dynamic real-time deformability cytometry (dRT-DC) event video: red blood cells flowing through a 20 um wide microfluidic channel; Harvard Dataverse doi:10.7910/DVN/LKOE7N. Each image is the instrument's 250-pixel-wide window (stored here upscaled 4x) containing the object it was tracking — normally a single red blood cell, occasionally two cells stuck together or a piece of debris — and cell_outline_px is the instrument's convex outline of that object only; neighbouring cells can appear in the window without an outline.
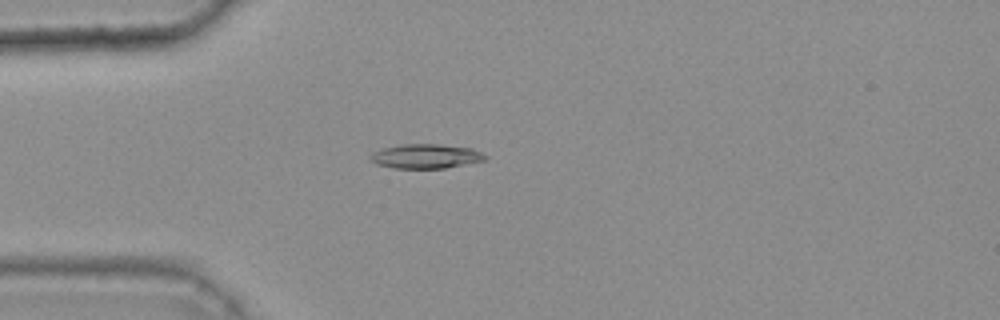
{"species": "common noctule bat (a hibernating species)", "species_latin": "Nyctalus noctula", "temperature_condition": "warm", "stored_images_in_passage": 17, "camera_frame_rate_fps": 3000, "um_per_image_px": 0.085, "animal": {"sex": "female", "body_mass_g": 25.1}, "frame": {"image": 1, "passage_image": 3, "time_ms": 0.667, "image_size_px": [1000, 320], "cell_outline_px": [[488, 160], [444, 168], [396, 168], [376, 164], [368, 156], [372, 152], [384, 148], [400, 144], [440, 144], [472, 148], [488, 156]], "centroid_in_image_um": [36.22, 13.27], "position_along_channel_um": 48.8, "area_um2": 16.36}}
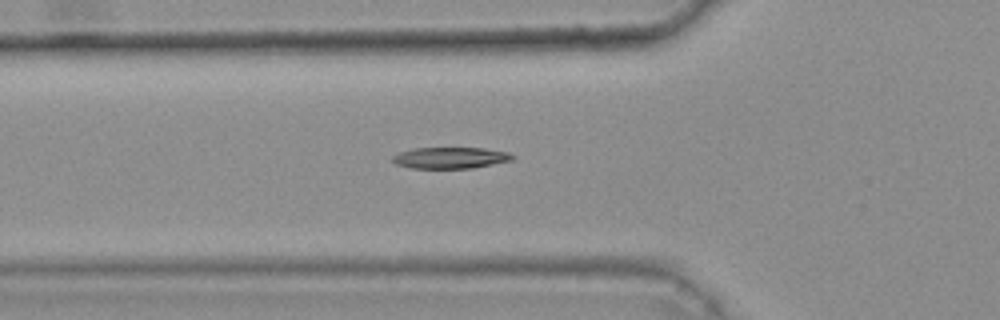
{"frame": {"image": 2, "passage_image": 7, "time_ms": 2.0, "image_size_px": [1000, 320], "cell_outline_px": [[516, 156], [512, 160], [472, 168], [412, 168], [396, 164], [392, 160], [392, 156], [400, 152], [412, 148], [484, 148], [508, 152]], "centroid_in_image_um": [38.28, 13.41], "position_along_channel_um": 87.5, "area_um2": 14.85}}
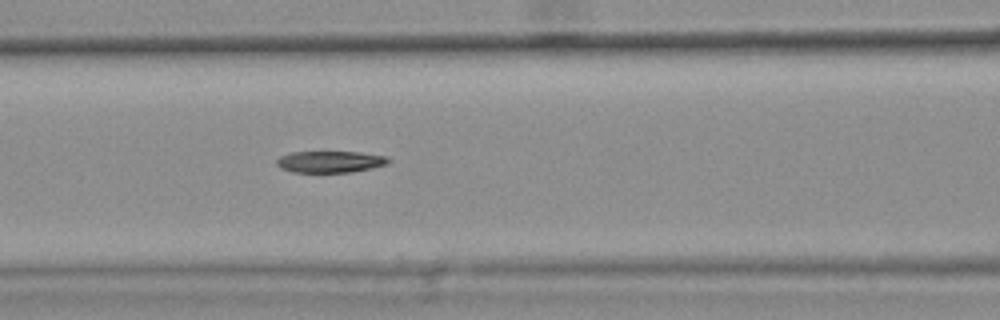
{"frame": {"image": 3, "passage_image": 11, "time_ms": 3.333, "image_size_px": [1000, 320], "cell_outline_px": [[392, 160], [388, 164], [372, 168], [352, 172], [292, 172], [280, 168], [276, 164], [276, 160], [280, 156], [292, 152], [360, 152], [388, 156]], "centroid_in_image_um": [28.1, 13.75], "position_along_channel_um": 138.5, "area_um2": 14.22}}